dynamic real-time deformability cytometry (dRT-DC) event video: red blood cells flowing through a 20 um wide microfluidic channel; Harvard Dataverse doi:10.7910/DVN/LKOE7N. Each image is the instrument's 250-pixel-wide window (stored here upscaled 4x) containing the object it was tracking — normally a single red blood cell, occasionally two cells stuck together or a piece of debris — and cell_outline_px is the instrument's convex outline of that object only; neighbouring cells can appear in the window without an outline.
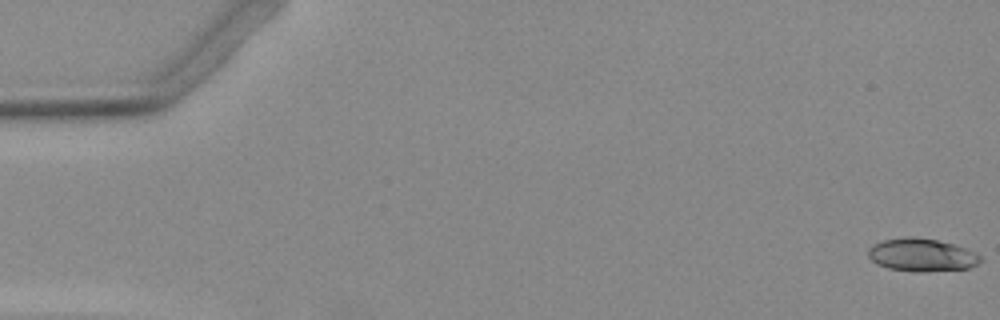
{"species": "Egyptian fruit bat (a non-hibernating species)", "species_latin": "Rousettus aegyptiacus", "temperature_condition": "warm", "stored_images_in_passage": 42, "camera_frame_rate_fps": 3000, "um_per_image_px": 0.085, "animal": {"sex": "female"}, "frame": {"image": 1, "passage_image": 1, "time_ms": 0.0, "image_size_px": [1000, 320], "cell_outline_px": [[984, 260], [968, 268], [924, 272], [916, 272], [888, 268], [876, 264], [868, 256], [868, 248], [884, 240], [908, 236], [936, 240], [952, 244], [976, 252]], "centroid_in_image_um": [78.35, 21.68], "position_along_channel_um": 6.7, "area_um2": 21.39}}
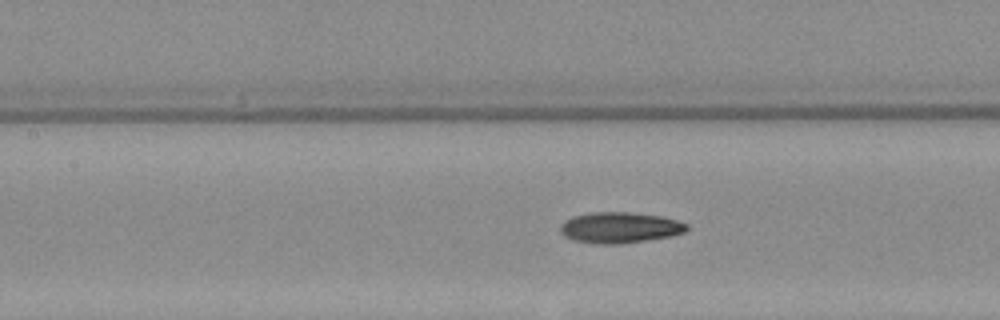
{"frame": {"image": 2, "passage_image": 24, "time_ms": 7.667, "image_size_px": [1000, 320], "cell_outline_px": [[688, 228], [684, 232], [672, 236], [620, 244], [600, 244], [572, 240], [564, 236], [560, 232], [560, 224], [564, 220], [572, 216], [592, 212], [628, 212], [660, 216], [676, 220], [688, 224]], "centroid_in_image_um": [52.64, 19.34], "position_along_channel_um": 154.8, "area_um2": 22.83}}
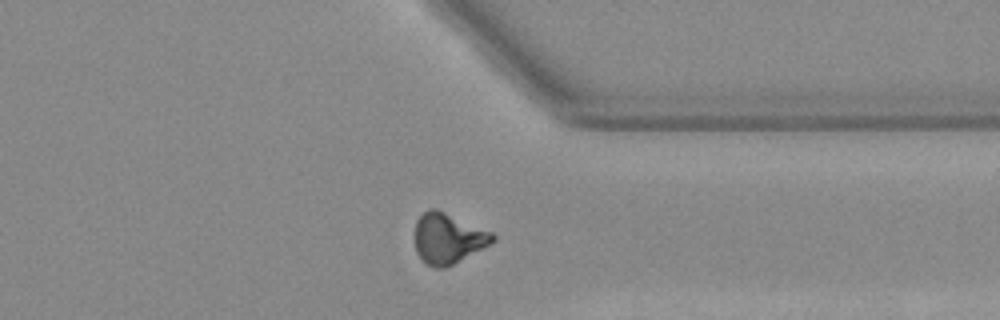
{"frame": {"image": 3, "passage_image": 41, "time_ms": 13.333, "image_size_px": [1000, 320], "cell_outline_px": [[496, 240], [492, 244], [444, 268], [436, 268], [424, 264], [416, 252], [412, 236], [416, 220], [428, 208], [436, 208], [492, 232], [496, 236]], "centroid_in_image_um": [38.04, 20.26], "position_along_channel_um": 373.4, "area_um2": 23.35}}